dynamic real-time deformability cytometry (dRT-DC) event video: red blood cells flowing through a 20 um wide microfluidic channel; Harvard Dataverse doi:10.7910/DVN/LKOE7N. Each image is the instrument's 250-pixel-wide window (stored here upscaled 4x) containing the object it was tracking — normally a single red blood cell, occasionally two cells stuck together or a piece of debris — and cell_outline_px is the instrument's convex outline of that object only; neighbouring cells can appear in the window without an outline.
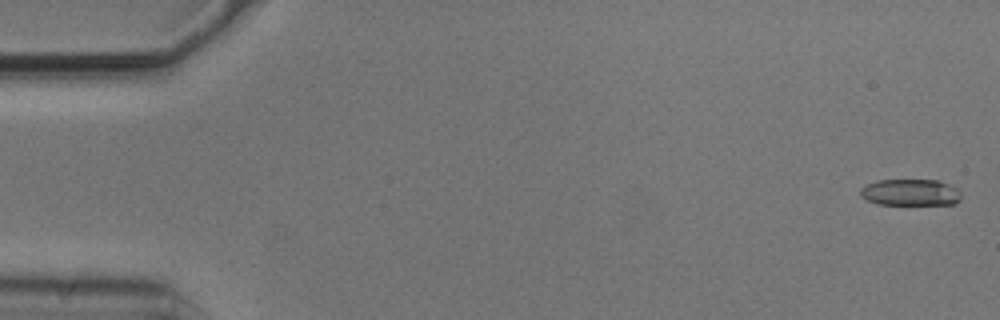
{"species": "common noctule bat (a hibernating species)", "species_latin": "Nyctalus noctula", "temperature_condition": "cold", "stored_images_in_passage": 55, "camera_frame_rate_fps": 3000, "um_per_image_px": 0.085, "animal": {"sex": "male", "body_mass_g": 20.5, "forearm_length_mm": 52.5}, "frame": {"image": 1, "passage_image": 2, "time_ms": 0.333, "image_size_px": [1000, 320], "cell_outline_px": [[960, 200], [956, 204], [880, 204], [868, 200], [860, 196], [860, 188], [876, 180], [940, 180], [956, 188], [960, 192]], "centroid_in_image_um": [77.39, 16.35], "position_along_channel_um": 7.6, "area_um2": 15.55}}
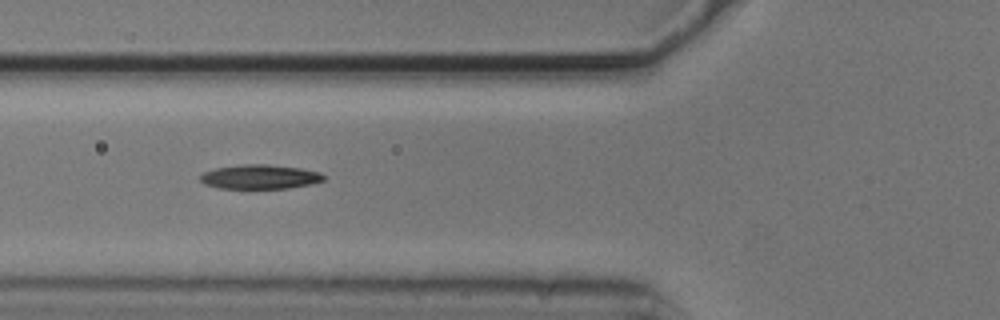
{"frame": {"image": 2, "passage_image": 21, "time_ms": 6.667, "image_size_px": [1000, 320], "cell_outline_px": [[324, 180], [312, 184], [288, 188], [220, 188], [204, 184], [200, 180], [200, 176], [204, 172], [216, 168], [244, 164], [268, 164], [300, 168], [320, 172], [324, 176]], "centroid_in_image_um": [22.1, 15.02], "position_along_channel_um": 103.7, "area_um2": 17.4}}
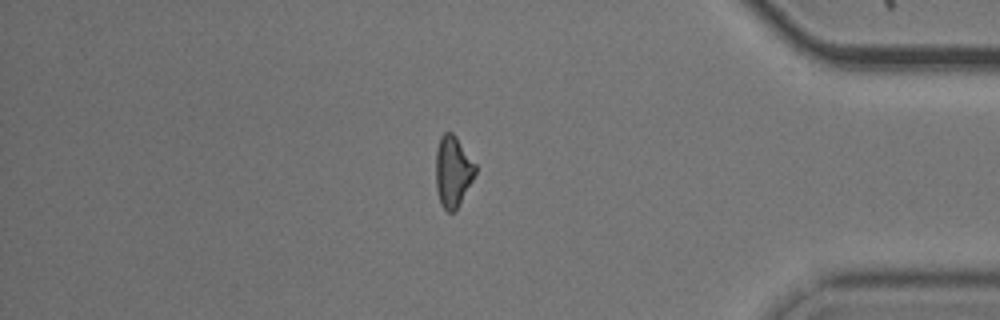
{"frame": {"image": 3, "passage_image": 47, "time_ms": 15.333, "image_size_px": [1000, 320], "cell_outline_px": [[476, 172], [472, 180], [456, 208], [452, 212], [448, 212], [440, 204], [436, 188], [436, 148], [440, 136], [444, 132], [452, 132], [456, 136], [476, 164]], "centroid_in_image_um": [38.47, 14.52], "position_along_channel_um": 396.7, "area_um2": 16.24}, "authors_computed_cell_mechanics": {"area_um2": 17.1088, "velocity_mm_per_s": 3.7247, "shape_relaxation_time_tau1_ms": 4.2155, "shape_relaxation_time_tau2_ms": 6.2943, "deformation_change_tau1": 0.1756, "deformation_change_tau2": 0.17}}